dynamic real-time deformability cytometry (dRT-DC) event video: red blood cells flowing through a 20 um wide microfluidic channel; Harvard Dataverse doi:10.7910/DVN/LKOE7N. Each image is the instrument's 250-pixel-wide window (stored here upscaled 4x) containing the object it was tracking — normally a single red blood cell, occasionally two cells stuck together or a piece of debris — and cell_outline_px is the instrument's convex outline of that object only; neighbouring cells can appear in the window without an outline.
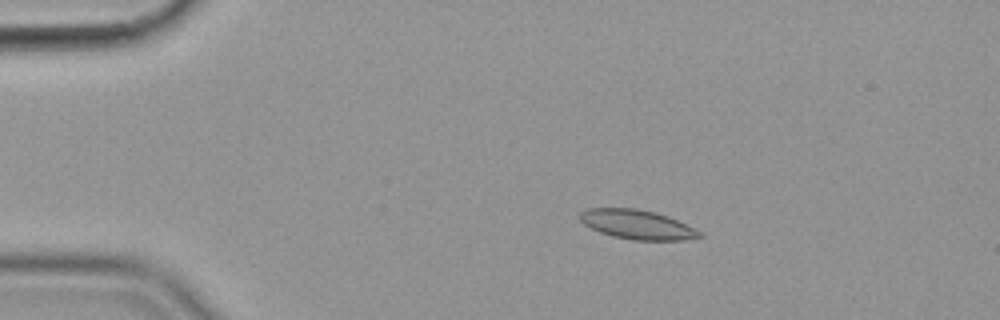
{"species": "common noctule bat (a hibernating species)", "species_latin": "Nyctalus noctula", "temperature_condition": "cold", "stored_images_in_passage": 57, "camera_frame_rate_fps": 3000, "um_per_image_px": 0.085, "animal": {"sex": "female", "body_mass_g": 19.9}, "frame": {"image": 1, "passage_image": 11, "time_ms": 3.333, "image_size_px": [1000, 320], "cell_outline_px": [[704, 236], [684, 240], [632, 240], [612, 236], [600, 232], [584, 224], [580, 220], [580, 212], [588, 208], [636, 208], [656, 212], [668, 216], [700, 232]], "centroid_in_image_um": [54.13, 19.08], "position_along_channel_um": 30.9, "area_um2": 20.29}}
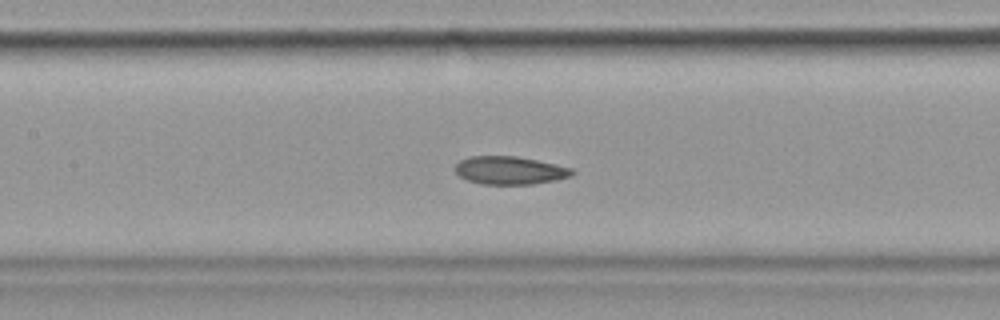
{"frame": {"image": 2, "passage_image": 27, "time_ms": 8.667, "image_size_px": [1000, 320], "cell_outline_px": [[576, 172], [572, 176], [556, 180], [532, 184], [480, 184], [468, 180], [460, 176], [456, 172], [456, 164], [460, 160], [468, 156], [516, 156], [556, 164], [572, 168]], "centroid_in_image_um": [43.36, 14.48], "position_along_channel_um": 164.0, "area_um2": 19.13}}
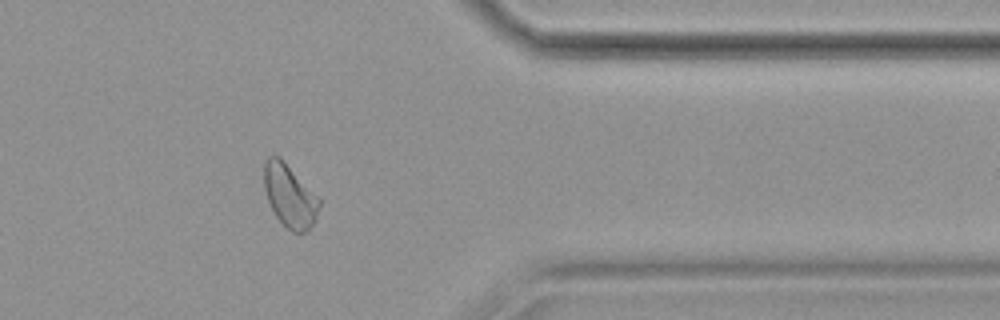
{"frame": {"image": 3, "passage_image": 47, "time_ms": 15.333, "image_size_px": [1000, 320], "cell_outline_px": [[320, 204], [316, 220], [308, 232], [292, 232], [276, 216], [268, 200], [264, 188], [264, 164], [268, 156], [280, 156], [320, 196]], "centroid_in_image_um": [24.67, 16.63], "position_along_channel_um": 386.7, "area_um2": 20.52}, "authors_computed_cell_mechanics": {"area_um2": 20.2878, "velocity_mm_per_s": 3.5438, "shape_relaxation_time_tau1_ms": null, "shape_relaxation_time_tau2_ms": 4.8993, "deformation_change_tau1": null, "deformation_change_tau2": 0.0823}}